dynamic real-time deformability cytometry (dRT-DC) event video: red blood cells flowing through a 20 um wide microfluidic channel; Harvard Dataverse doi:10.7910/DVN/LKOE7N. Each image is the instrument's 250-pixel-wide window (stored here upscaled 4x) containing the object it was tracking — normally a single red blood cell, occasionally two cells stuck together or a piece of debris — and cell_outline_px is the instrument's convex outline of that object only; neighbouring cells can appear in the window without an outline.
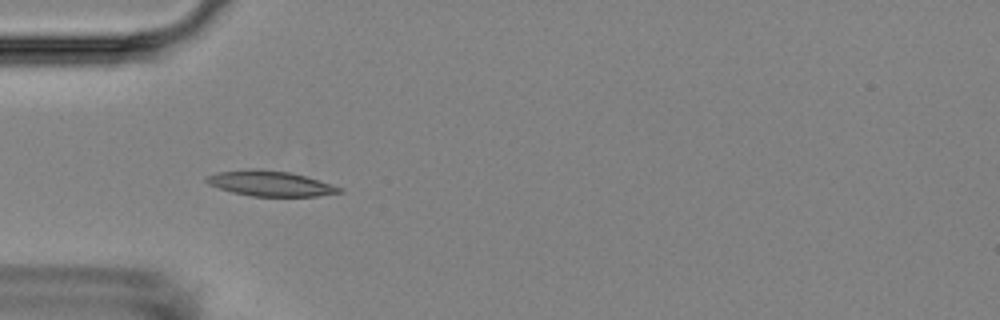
{"species": "Egyptian fruit bat (a non-hibernating species)", "species_latin": "Rousettus aegyptiacus", "temperature_condition": "room temperature", "stored_images_in_passage": 7, "camera_frame_rate_fps": 3000, "um_per_image_px": 0.085, "animal": {"sex": "female"}, "frame": {"image": 1, "passage_image": 6, "time_ms": 5.667, "image_size_px": [1000, 320], "cell_outline_px": [[344, 192], [316, 196], [252, 196], [232, 192], [208, 184], [204, 180], [204, 176], [216, 172], [252, 168], [260, 168], [288, 172], [304, 176], [332, 184], [344, 188]], "centroid_in_image_um": [22.94, 15.58], "position_along_channel_um": 62.1, "area_um2": 19.71}}
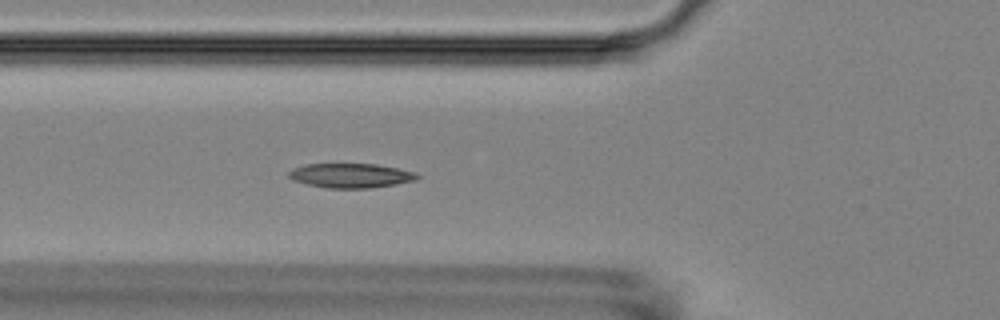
{"frame": {"image": 2, "passage_image": 7, "time_ms": 6.667, "image_size_px": [1000, 320], "cell_outline_px": [[420, 176], [416, 180], [396, 184], [372, 188], [328, 188], [308, 184], [292, 180], [288, 176], [288, 172], [292, 168], [304, 164], [376, 164], [416, 172]], "centroid_in_image_um": [29.8, 14.92], "position_along_channel_um": 96.0, "area_um2": 18.32}}